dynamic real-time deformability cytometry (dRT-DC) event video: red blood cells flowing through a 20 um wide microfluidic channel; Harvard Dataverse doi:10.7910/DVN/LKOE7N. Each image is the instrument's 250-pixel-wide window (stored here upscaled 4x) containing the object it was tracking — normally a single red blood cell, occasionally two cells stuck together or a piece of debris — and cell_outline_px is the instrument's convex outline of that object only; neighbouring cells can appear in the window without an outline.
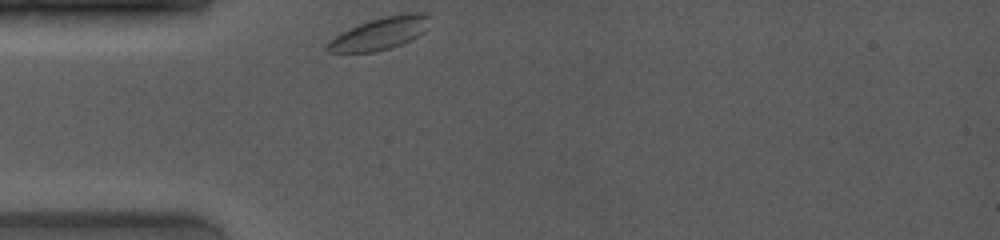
{"species": "common noctule bat (a hibernating species)", "species_latin": "Nyctalus noctula", "temperature_condition": "room temperature", "stored_images_in_passage": 35, "camera_frame_rate_fps": 4000, "um_per_image_px": 0.085, "animal": {"sex": "female", "body_mass_g": 19.0, "forearm_length_mm": 53.3}, "frame": {"image": 1, "passage_image": 1, "time_ms": 0.0, "image_size_px": [1000, 240], "cell_outline_px": [[432, 16], [424, 32], [400, 44], [376, 52], [328, 52], [324, 48], [324, 44], [328, 40], [340, 32], [348, 28], [384, 16], [408, 12], [424, 12]], "centroid_in_image_um": [32.25, 2.83], "position_along_channel_um": 52.7, "area_um2": 19.36}}
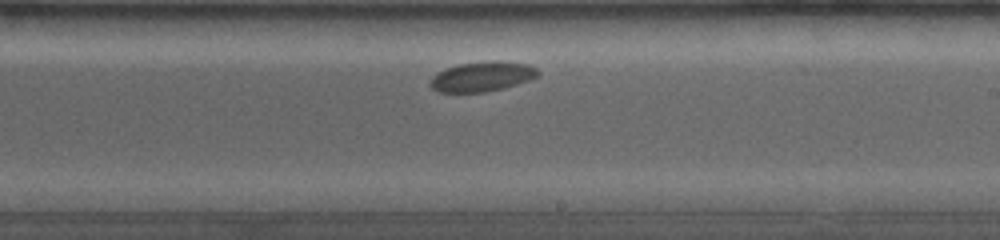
{"frame": {"image": 2, "passage_image": 22, "time_ms": 5.75, "image_size_px": [1000, 240], "cell_outline_px": [[540, 72], [536, 76], [528, 80], [516, 84], [484, 92], [436, 92], [428, 84], [432, 76], [436, 72], [444, 68], [456, 64], [488, 60], [500, 60], [528, 64], [536, 68]], "centroid_in_image_um": [40.91, 6.48], "position_along_channel_um": 248.1, "area_um2": 18.96}}
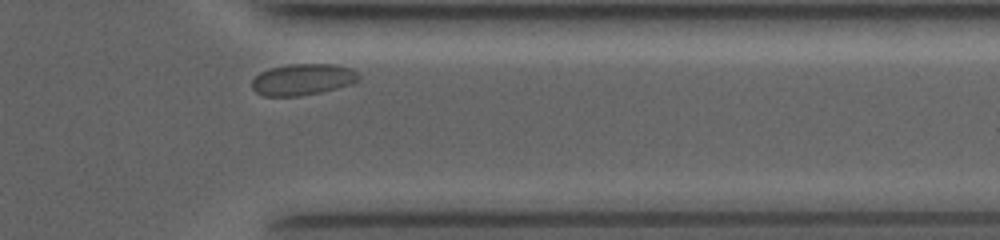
{"frame": {"image": 3, "passage_image": 32, "time_ms": 9.5, "image_size_px": [1000, 240], "cell_outline_px": [[360, 80], [352, 84], [320, 92], [300, 96], [264, 96], [256, 92], [252, 88], [252, 80], [260, 72], [268, 68], [288, 64], [336, 64], [352, 68], [360, 72]], "centroid_in_image_um": [25.77, 6.74], "position_along_channel_um": 385.6, "area_um2": 19.83}}